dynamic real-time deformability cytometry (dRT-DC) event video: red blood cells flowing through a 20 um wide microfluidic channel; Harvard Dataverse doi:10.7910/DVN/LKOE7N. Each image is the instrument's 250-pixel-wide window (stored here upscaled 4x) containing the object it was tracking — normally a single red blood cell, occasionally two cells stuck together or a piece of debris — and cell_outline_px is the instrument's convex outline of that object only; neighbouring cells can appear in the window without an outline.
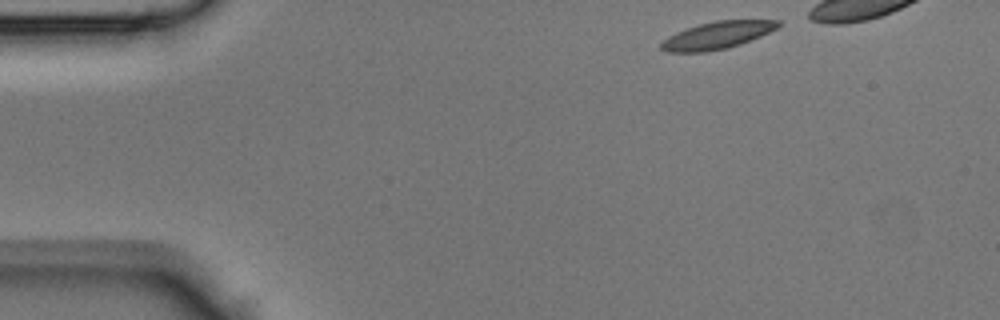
{"species": "Egyptian fruit bat (a non-hibernating species)", "species_latin": "Rousettus aegyptiacus", "temperature_condition": "room temperature", "stored_images_in_passage": 31, "camera_frame_rate_fps": 3000, "um_per_image_px": 0.085, "animal": {"sex": "male"}, "frame": {"image": 1, "passage_image": 1, "time_ms": 0.0, "image_size_px": [1000, 320], "cell_outline_px": [[780, 24], [776, 28], [760, 36], [740, 44], [728, 48], [708, 52], [668, 52], [660, 48], [660, 44], [668, 36], [676, 32], [700, 24], [716, 20], [780, 20]], "centroid_in_image_um": [60.94, 3.01], "position_along_channel_um": 24.1, "area_um2": 18.44}}
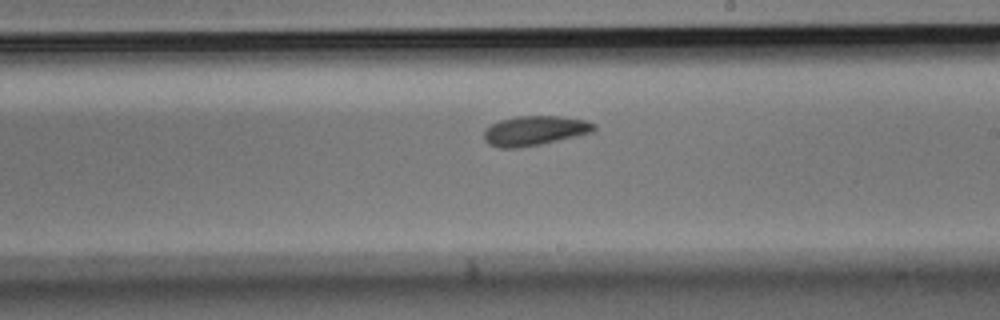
{"frame": {"image": 2, "passage_image": 20, "time_ms": 6.333, "image_size_px": [1000, 320], "cell_outline_px": [[596, 128], [592, 132], [576, 136], [540, 144], [516, 148], [500, 148], [488, 144], [484, 140], [484, 128], [500, 120], [516, 116], [560, 116], [588, 120], [596, 124]], "centroid_in_image_um": [45.44, 11.1], "position_along_channel_um": 243.6, "area_um2": 19.07}}
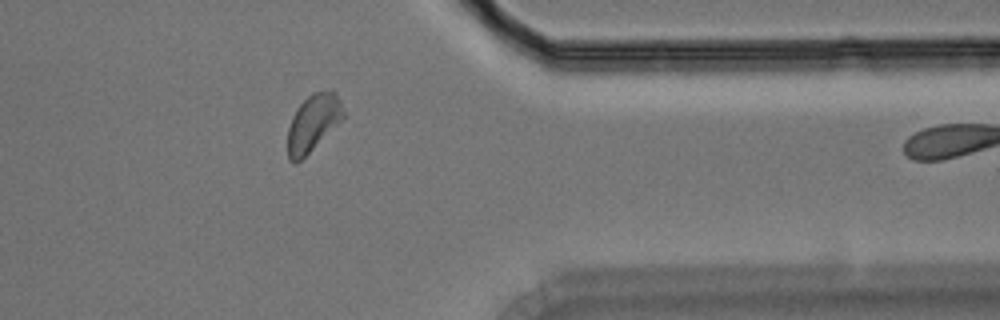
{"frame": {"image": 3, "passage_image": 30, "time_ms": 9.667, "image_size_px": [1000, 320], "cell_outline_px": [[348, 116], [344, 120], [296, 164], [288, 160], [288, 128], [292, 116], [296, 108], [312, 92], [336, 92]], "centroid_in_image_um": [26.65, 10.46], "position_along_channel_um": 384.7, "area_um2": 18.73}}